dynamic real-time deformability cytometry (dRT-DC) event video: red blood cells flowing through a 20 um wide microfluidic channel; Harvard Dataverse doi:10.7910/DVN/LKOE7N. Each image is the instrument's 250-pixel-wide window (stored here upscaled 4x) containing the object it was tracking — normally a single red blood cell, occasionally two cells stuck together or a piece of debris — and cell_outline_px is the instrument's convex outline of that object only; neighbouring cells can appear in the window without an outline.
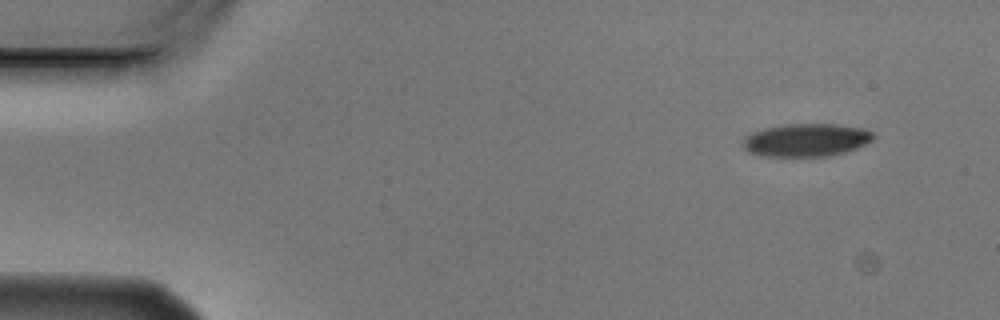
{"species": "Egyptian fruit bat (a non-hibernating species)", "species_latin": "Rousettus aegyptiacus", "temperature_condition": "cold", "stored_images_in_passage": 4, "camera_frame_rate_fps": 3000, "um_per_image_px": 0.085, "animal": {"sex": "male"}, "frame": {"image": 1, "passage_image": 1, "time_ms": 0.0, "image_size_px": [1000, 320], "cell_outline_px": [[876, 136], [872, 140], [856, 148], [832, 156], [760, 156], [748, 152], [744, 148], [740, 140], [752, 132], [764, 128], [780, 124], [840, 124], [864, 128], [872, 132]], "centroid_in_image_um": [68.5, 11.89], "position_along_channel_um": 16.5, "area_um2": 25.37}}
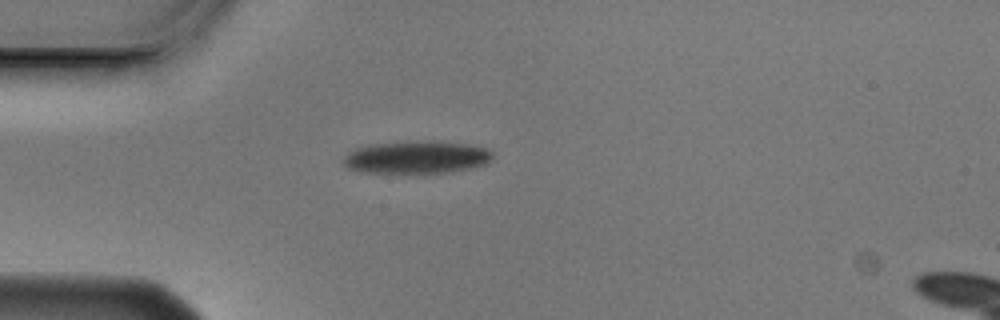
{"frame": {"image": 2, "passage_image": 4, "time_ms": 1.0, "image_size_px": [1000, 320], "cell_outline_px": [[492, 160], [484, 164], [472, 168], [452, 172], [360, 172], [348, 168], [344, 164], [344, 156], [348, 152], [356, 148], [376, 144], [440, 140], [468, 144], [488, 148], [492, 152]], "centroid_in_image_um": [35.47, 13.36], "position_along_channel_um": 49.5, "area_um2": 28.15}}